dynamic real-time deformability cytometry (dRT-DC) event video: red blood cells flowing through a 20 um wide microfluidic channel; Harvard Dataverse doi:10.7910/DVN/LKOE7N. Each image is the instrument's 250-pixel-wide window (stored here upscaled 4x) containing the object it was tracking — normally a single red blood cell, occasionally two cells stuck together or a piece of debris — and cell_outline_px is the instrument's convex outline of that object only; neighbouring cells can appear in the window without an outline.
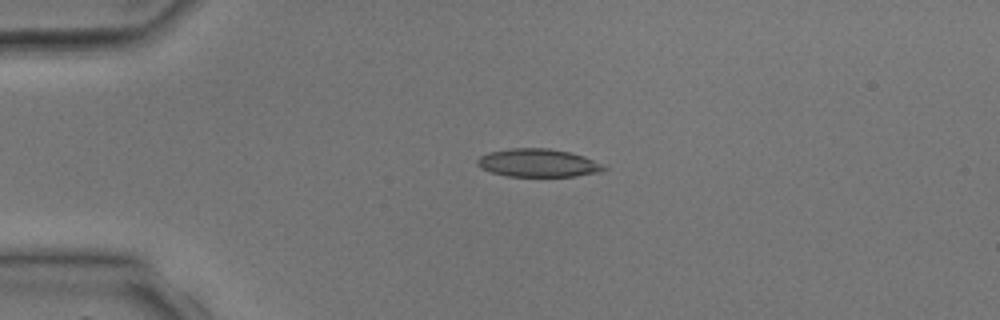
{"species": "common noctule bat (a hibernating species)", "species_latin": "Nyctalus noctula", "temperature_condition": "room temperature", "stored_images_in_passage": 3, "camera_frame_rate_fps": 3000, "um_per_image_px": 0.085, "animal": {"sex": "male", "body_mass_g": 17.9, "forearm_length_mm": 54.2}, "frame": {"image": 1, "passage_image": 2, "time_ms": 2.0, "image_size_px": [1000, 320], "cell_outline_px": [[608, 168], [604, 172], [576, 176], [508, 176], [492, 172], [480, 168], [476, 164], [476, 160], [480, 156], [488, 152], [508, 148], [548, 148], [568, 152], [584, 156], [604, 164]], "centroid_in_image_um": [45.76, 13.85], "position_along_channel_um": 39.2, "area_um2": 20.92}}
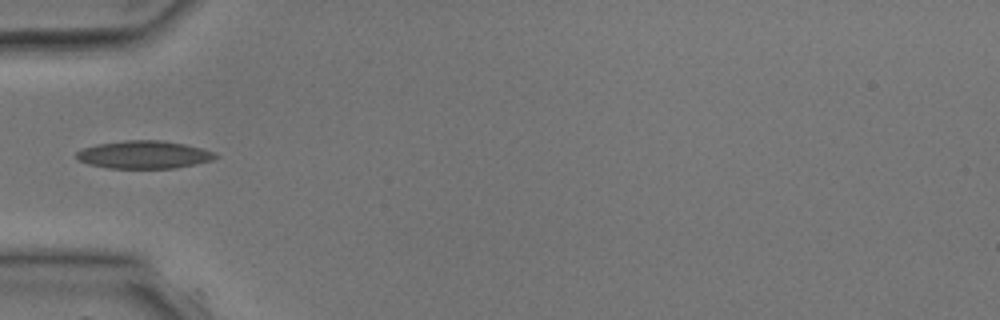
{"frame": {"image": 2, "passage_image": 3, "time_ms": 3.333, "image_size_px": [1000, 320], "cell_outline_px": [[220, 156], [212, 160], [196, 164], [176, 168], [108, 168], [88, 164], [76, 160], [76, 152], [84, 148], [96, 144], [124, 140], [160, 140], [184, 144], [204, 148], [216, 152]], "centroid_in_image_um": [12.26, 13.14], "position_along_channel_um": 72.7, "area_um2": 22.77}}